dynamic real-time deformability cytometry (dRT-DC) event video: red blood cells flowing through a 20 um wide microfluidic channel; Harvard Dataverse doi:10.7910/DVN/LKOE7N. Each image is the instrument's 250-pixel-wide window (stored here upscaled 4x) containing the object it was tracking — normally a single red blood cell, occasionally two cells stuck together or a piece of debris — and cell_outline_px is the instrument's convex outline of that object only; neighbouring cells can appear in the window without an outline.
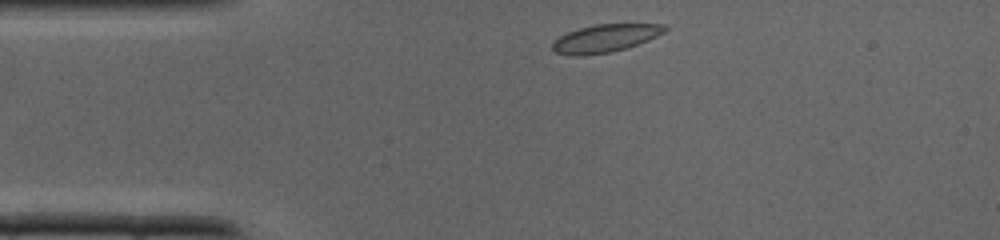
{"species": "common noctule bat (a hibernating species)", "species_latin": "Nyctalus noctula", "temperature_condition": "cold", "stored_images_in_passage": 31, "camera_frame_rate_fps": 3000, "um_per_image_px": 0.085, "animal": {"sex": "male", "body_mass_g": 19.0, "forearm_length_mm": 50.8}, "frame": {"image": 1, "passage_image": 1, "time_ms": 0.0, "image_size_px": [1000, 240], "cell_outline_px": [[668, 28], [664, 32], [648, 40], [628, 48], [612, 52], [580, 56], [572, 56], [556, 52], [552, 48], [552, 40], [568, 32], [580, 28], [596, 24], [664, 24]], "centroid_in_image_um": [51.43, 3.26], "position_along_channel_um": 33.6, "area_um2": 18.26}}
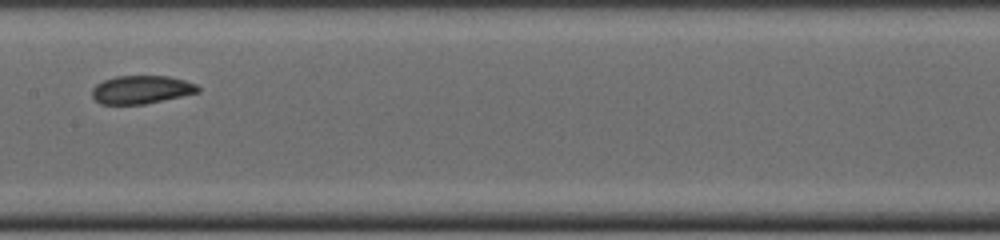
{"frame": {"image": 2, "passage_image": 12, "time_ms": 3.667, "image_size_px": [1000, 240], "cell_outline_px": [[200, 92], [144, 104], [100, 104], [92, 96], [92, 88], [96, 84], [104, 80], [116, 76], [168, 76], [184, 80], [196, 84], [200, 88]], "centroid_in_image_um": [12.01, 7.61], "position_along_channel_um": 195.4, "area_um2": 17.34}}
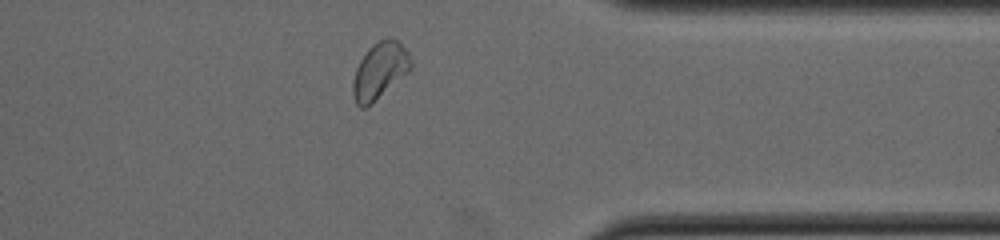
{"frame": {"image": 3, "passage_image": 23, "time_ms": 7.333, "image_size_px": [1000, 240], "cell_outline_px": [[412, 68], [408, 72], [364, 108], [360, 108], [356, 104], [352, 96], [352, 84], [356, 68], [360, 60], [368, 48], [372, 44], [388, 36], [392, 36], [400, 40], [408, 52], [412, 64]], "centroid_in_image_um": [32.27, 5.94], "position_along_channel_um": 379.1, "area_um2": 19.02}}